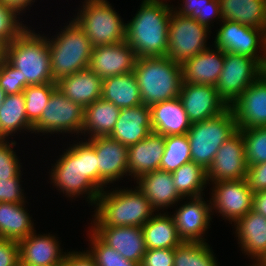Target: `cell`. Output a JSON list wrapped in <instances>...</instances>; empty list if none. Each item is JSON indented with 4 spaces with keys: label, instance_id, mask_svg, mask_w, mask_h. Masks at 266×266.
I'll list each match as a JSON object with an SVG mask.
<instances>
[{
    "label": "cell",
    "instance_id": "f907efd6",
    "mask_svg": "<svg viewBox=\"0 0 266 266\" xmlns=\"http://www.w3.org/2000/svg\"><path fill=\"white\" fill-rule=\"evenodd\" d=\"M0 1L8 8L16 11L21 16L24 13H26L25 9L28 10L29 6L32 7V4L35 3V0H0Z\"/></svg>",
    "mask_w": 266,
    "mask_h": 266
},
{
    "label": "cell",
    "instance_id": "816d5d0a",
    "mask_svg": "<svg viewBox=\"0 0 266 266\" xmlns=\"http://www.w3.org/2000/svg\"><path fill=\"white\" fill-rule=\"evenodd\" d=\"M252 210L266 218V190L253 193Z\"/></svg>",
    "mask_w": 266,
    "mask_h": 266
},
{
    "label": "cell",
    "instance_id": "ffe728a7",
    "mask_svg": "<svg viewBox=\"0 0 266 266\" xmlns=\"http://www.w3.org/2000/svg\"><path fill=\"white\" fill-rule=\"evenodd\" d=\"M230 108L238 129L266 126V81L260 76Z\"/></svg>",
    "mask_w": 266,
    "mask_h": 266
},
{
    "label": "cell",
    "instance_id": "cb8c5ba5",
    "mask_svg": "<svg viewBox=\"0 0 266 266\" xmlns=\"http://www.w3.org/2000/svg\"><path fill=\"white\" fill-rule=\"evenodd\" d=\"M151 132L150 107L141 104L121 109L117 122L108 137L129 147L145 139Z\"/></svg>",
    "mask_w": 266,
    "mask_h": 266
},
{
    "label": "cell",
    "instance_id": "836d02e7",
    "mask_svg": "<svg viewBox=\"0 0 266 266\" xmlns=\"http://www.w3.org/2000/svg\"><path fill=\"white\" fill-rule=\"evenodd\" d=\"M25 105L23 92L6 95L0 107V139H11L9 136H15V133L21 131L33 133V126L26 116Z\"/></svg>",
    "mask_w": 266,
    "mask_h": 266
},
{
    "label": "cell",
    "instance_id": "2e32d148",
    "mask_svg": "<svg viewBox=\"0 0 266 266\" xmlns=\"http://www.w3.org/2000/svg\"><path fill=\"white\" fill-rule=\"evenodd\" d=\"M203 196L205 195L187 198V201H184L171 215L183 242H206L207 240L204 236L211 225L213 214L210 200L206 199L207 203Z\"/></svg>",
    "mask_w": 266,
    "mask_h": 266
},
{
    "label": "cell",
    "instance_id": "ab89813d",
    "mask_svg": "<svg viewBox=\"0 0 266 266\" xmlns=\"http://www.w3.org/2000/svg\"><path fill=\"white\" fill-rule=\"evenodd\" d=\"M88 232L90 246L87 251L93 257L96 266H139L138 263L125 259L119 252L105 244L90 227Z\"/></svg>",
    "mask_w": 266,
    "mask_h": 266
},
{
    "label": "cell",
    "instance_id": "484cf974",
    "mask_svg": "<svg viewBox=\"0 0 266 266\" xmlns=\"http://www.w3.org/2000/svg\"><path fill=\"white\" fill-rule=\"evenodd\" d=\"M136 183V187L158 212L169 207L173 208L175 204L177 206L178 202L186 199L176 190L171 172L155 170L140 176L136 179Z\"/></svg>",
    "mask_w": 266,
    "mask_h": 266
},
{
    "label": "cell",
    "instance_id": "ee69618b",
    "mask_svg": "<svg viewBox=\"0 0 266 266\" xmlns=\"http://www.w3.org/2000/svg\"><path fill=\"white\" fill-rule=\"evenodd\" d=\"M0 87L6 95L21 93L26 88L22 84L19 70L13 67L5 58L0 65Z\"/></svg>",
    "mask_w": 266,
    "mask_h": 266
},
{
    "label": "cell",
    "instance_id": "8fae6325",
    "mask_svg": "<svg viewBox=\"0 0 266 266\" xmlns=\"http://www.w3.org/2000/svg\"><path fill=\"white\" fill-rule=\"evenodd\" d=\"M261 76V65L249 56L225 52L220 77L215 85L218 96L230 107Z\"/></svg>",
    "mask_w": 266,
    "mask_h": 266
},
{
    "label": "cell",
    "instance_id": "e0dca14e",
    "mask_svg": "<svg viewBox=\"0 0 266 266\" xmlns=\"http://www.w3.org/2000/svg\"><path fill=\"white\" fill-rule=\"evenodd\" d=\"M179 99L191 123L214 118L229 108L214 85L182 82Z\"/></svg>",
    "mask_w": 266,
    "mask_h": 266
},
{
    "label": "cell",
    "instance_id": "681fc988",
    "mask_svg": "<svg viewBox=\"0 0 266 266\" xmlns=\"http://www.w3.org/2000/svg\"><path fill=\"white\" fill-rule=\"evenodd\" d=\"M64 266H96L93 257L87 250L85 251H69L63 262Z\"/></svg>",
    "mask_w": 266,
    "mask_h": 266
},
{
    "label": "cell",
    "instance_id": "d590c367",
    "mask_svg": "<svg viewBox=\"0 0 266 266\" xmlns=\"http://www.w3.org/2000/svg\"><path fill=\"white\" fill-rule=\"evenodd\" d=\"M207 242H183L174 248L173 266H219Z\"/></svg>",
    "mask_w": 266,
    "mask_h": 266
},
{
    "label": "cell",
    "instance_id": "7bdbcfd3",
    "mask_svg": "<svg viewBox=\"0 0 266 266\" xmlns=\"http://www.w3.org/2000/svg\"><path fill=\"white\" fill-rule=\"evenodd\" d=\"M16 143L14 140L0 139V178H14L23 169L16 150L13 149Z\"/></svg>",
    "mask_w": 266,
    "mask_h": 266
},
{
    "label": "cell",
    "instance_id": "8992f818",
    "mask_svg": "<svg viewBox=\"0 0 266 266\" xmlns=\"http://www.w3.org/2000/svg\"><path fill=\"white\" fill-rule=\"evenodd\" d=\"M69 22V24H68ZM56 35L47 37L51 73L60 78L89 68L93 46L84 30L72 19Z\"/></svg>",
    "mask_w": 266,
    "mask_h": 266
},
{
    "label": "cell",
    "instance_id": "f6af8a7d",
    "mask_svg": "<svg viewBox=\"0 0 266 266\" xmlns=\"http://www.w3.org/2000/svg\"><path fill=\"white\" fill-rule=\"evenodd\" d=\"M22 171L14 178H0V202L3 203H24L26 196L21 187Z\"/></svg>",
    "mask_w": 266,
    "mask_h": 266
},
{
    "label": "cell",
    "instance_id": "c3c4849f",
    "mask_svg": "<svg viewBox=\"0 0 266 266\" xmlns=\"http://www.w3.org/2000/svg\"><path fill=\"white\" fill-rule=\"evenodd\" d=\"M19 244L13 240L0 238V266H19Z\"/></svg>",
    "mask_w": 266,
    "mask_h": 266
},
{
    "label": "cell",
    "instance_id": "f1b7e54d",
    "mask_svg": "<svg viewBox=\"0 0 266 266\" xmlns=\"http://www.w3.org/2000/svg\"><path fill=\"white\" fill-rule=\"evenodd\" d=\"M223 21L266 30V0H219Z\"/></svg>",
    "mask_w": 266,
    "mask_h": 266
},
{
    "label": "cell",
    "instance_id": "ba28073f",
    "mask_svg": "<svg viewBox=\"0 0 266 266\" xmlns=\"http://www.w3.org/2000/svg\"><path fill=\"white\" fill-rule=\"evenodd\" d=\"M73 19L93 47L125 40L126 23L107 0H84ZM77 15V16H76Z\"/></svg>",
    "mask_w": 266,
    "mask_h": 266
},
{
    "label": "cell",
    "instance_id": "60d3db41",
    "mask_svg": "<svg viewBox=\"0 0 266 266\" xmlns=\"http://www.w3.org/2000/svg\"><path fill=\"white\" fill-rule=\"evenodd\" d=\"M239 130L244 141L247 165L266 162V126L239 128Z\"/></svg>",
    "mask_w": 266,
    "mask_h": 266
},
{
    "label": "cell",
    "instance_id": "5bb4252c",
    "mask_svg": "<svg viewBox=\"0 0 266 266\" xmlns=\"http://www.w3.org/2000/svg\"><path fill=\"white\" fill-rule=\"evenodd\" d=\"M86 139L97 156V188L100 191L110 188V184L123 180L128 174V147L110 137ZM120 179V180H119Z\"/></svg>",
    "mask_w": 266,
    "mask_h": 266
},
{
    "label": "cell",
    "instance_id": "e575fe53",
    "mask_svg": "<svg viewBox=\"0 0 266 266\" xmlns=\"http://www.w3.org/2000/svg\"><path fill=\"white\" fill-rule=\"evenodd\" d=\"M172 177L176 190L183 198L205 195L203 191L208 184L206 170L197 163L183 164L172 172Z\"/></svg>",
    "mask_w": 266,
    "mask_h": 266
},
{
    "label": "cell",
    "instance_id": "74e56055",
    "mask_svg": "<svg viewBox=\"0 0 266 266\" xmlns=\"http://www.w3.org/2000/svg\"><path fill=\"white\" fill-rule=\"evenodd\" d=\"M191 161V148L186 134L165 136V149L160 162V170L172 173Z\"/></svg>",
    "mask_w": 266,
    "mask_h": 266
},
{
    "label": "cell",
    "instance_id": "1f68e13d",
    "mask_svg": "<svg viewBox=\"0 0 266 266\" xmlns=\"http://www.w3.org/2000/svg\"><path fill=\"white\" fill-rule=\"evenodd\" d=\"M24 203L0 202V238L21 241L34 230V221Z\"/></svg>",
    "mask_w": 266,
    "mask_h": 266
},
{
    "label": "cell",
    "instance_id": "44dd1931",
    "mask_svg": "<svg viewBox=\"0 0 266 266\" xmlns=\"http://www.w3.org/2000/svg\"><path fill=\"white\" fill-rule=\"evenodd\" d=\"M90 229L125 259L141 264L143 255L147 250L142 227H91Z\"/></svg>",
    "mask_w": 266,
    "mask_h": 266
},
{
    "label": "cell",
    "instance_id": "b9f144b4",
    "mask_svg": "<svg viewBox=\"0 0 266 266\" xmlns=\"http://www.w3.org/2000/svg\"><path fill=\"white\" fill-rule=\"evenodd\" d=\"M20 18L16 11L0 1V43L4 46L9 45L28 28Z\"/></svg>",
    "mask_w": 266,
    "mask_h": 266
},
{
    "label": "cell",
    "instance_id": "277c9868",
    "mask_svg": "<svg viewBox=\"0 0 266 266\" xmlns=\"http://www.w3.org/2000/svg\"><path fill=\"white\" fill-rule=\"evenodd\" d=\"M27 28L5 46V59L19 70L24 86L55 82L51 73L47 36Z\"/></svg>",
    "mask_w": 266,
    "mask_h": 266
},
{
    "label": "cell",
    "instance_id": "f35d334b",
    "mask_svg": "<svg viewBox=\"0 0 266 266\" xmlns=\"http://www.w3.org/2000/svg\"><path fill=\"white\" fill-rule=\"evenodd\" d=\"M56 87V82H51L41 85H29L23 90L26 104V116L32 126L39 121L41 114Z\"/></svg>",
    "mask_w": 266,
    "mask_h": 266
},
{
    "label": "cell",
    "instance_id": "7a4b0ae2",
    "mask_svg": "<svg viewBox=\"0 0 266 266\" xmlns=\"http://www.w3.org/2000/svg\"><path fill=\"white\" fill-rule=\"evenodd\" d=\"M168 0H142L140 9L127 21L125 41L140 58L167 56L169 23L173 5Z\"/></svg>",
    "mask_w": 266,
    "mask_h": 266
},
{
    "label": "cell",
    "instance_id": "8d00e7d4",
    "mask_svg": "<svg viewBox=\"0 0 266 266\" xmlns=\"http://www.w3.org/2000/svg\"><path fill=\"white\" fill-rule=\"evenodd\" d=\"M177 8L173 11L181 16H188L196 19L201 25L206 26L211 30L212 23L215 21H222V14L219 5V0H182ZM181 6V7H180ZM178 9V10H177ZM221 21H220V20ZM215 20V21H214ZM212 24V25H211Z\"/></svg>",
    "mask_w": 266,
    "mask_h": 266
},
{
    "label": "cell",
    "instance_id": "d4e9b609",
    "mask_svg": "<svg viewBox=\"0 0 266 266\" xmlns=\"http://www.w3.org/2000/svg\"><path fill=\"white\" fill-rule=\"evenodd\" d=\"M165 136L151 132L145 139L128 147V174L135 180L160 169Z\"/></svg>",
    "mask_w": 266,
    "mask_h": 266
},
{
    "label": "cell",
    "instance_id": "f546056e",
    "mask_svg": "<svg viewBox=\"0 0 266 266\" xmlns=\"http://www.w3.org/2000/svg\"><path fill=\"white\" fill-rule=\"evenodd\" d=\"M120 110L112 102L102 98L86 106L82 135L88 139L109 136L117 122Z\"/></svg>",
    "mask_w": 266,
    "mask_h": 266
},
{
    "label": "cell",
    "instance_id": "4316f807",
    "mask_svg": "<svg viewBox=\"0 0 266 266\" xmlns=\"http://www.w3.org/2000/svg\"><path fill=\"white\" fill-rule=\"evenodd\" d=\"M151 110L152 132L163 136L187 134L191 122L179 97L154 104Z\"/></svg>",
    "mask_w": 266,
    "mask_h": 266
},
{
    "label": "cell",
    "instance_id": "7dc6e473",
    "mask_svg": "<svg viewBox=\"0 0 266 266\" xmlns=\"http://www.w3.org/2000/svg\"><path fill=\"white\" fill-rule=\"evenodd\" d=\"M245 179L253 193L266 190V162L248 165Z\"/></svg>",
    "mask_w": 266,
    "mask_h": 266
},
{
    "label": "cell",
    "instance_id": "52a82bcc",
    "mask_svg": "<svg viewBox=\"0 0 266 266\" xmlns=\"http://www.w3.org/2000/svg\"><path fill=\"white\" fill-rule=\"evenodd\" d=\"M237 131L235 116L230 107L214 118L192 123L186 134L192 161L207 171L218 149Z\"/></svg>",
    "mask_w": 266,
    "mask_h": 266
},
{
    "label": "cell",
    "instance_id": "4fadbf2b",
    "mask_svg": "<svg viewBox=\"0 0 266 266\" xmlns=\"http://www.w3.org/2000/svg\"><path fill=\"white\" fill-rule=\"evenodd\" d=\"M212 214L219 213L223 220L233 224L252 210L253 192L246 179L211 183ZM215 210V211H214Z\"/></svg>",
    "mask_w": 266,
    "mask_h": 266
},
{
    "label": "cell",
    "instance_id": "30bf717a",
    "mask_svg": "<svg viewBox=\"0 0 266 266\" xmlns=\"http://www.w3.org/2000/svg\"><path fill=\"white\" fill-rule=\"evenodd\" d=\"M211 30L196 19L181 16L172 10L169 23L167 56L178 64L191 59L207 48ZM208 37V38H207Z\"/></svg>",
    "mask_w": 266,
    "mask_h": 266
},
{
    "label": "cell",
    "instance_id": "db71d44e",
    "mask_svg": "<svg viewBox=\"0 0 266 266\" xmlns=\"http://www.w3.org/2000/svg\"><path fill=\"white\" fill-rule=\"evenodd\" d=\"M5 58V46L0 43V65Z\"/></svg>",
    "mask_w": 266,
    "mask_h": 266
},
{
    "label": "cell",
    "instance_id": "7c38bea8",
    "mask_svg": "<svg viewBox=\"0 0 266 266\" xmlns=\"http://www.w3.org/2000/svg\"><path fill=\"white\" fill-rule=\"evenodd\" d=\"M220 23L212 46L227 53L249 56L261 65L266 55V30L247 27L236 21L222 20Z\"/></svg>",
    "mask_w": 266,
    "mask_h": 266
},
{
    "label": "cell",
    "instance_id": "6da1fadb",
    "mask_svg": "<svg viewBox=\"0 0 266 266\" xmlns=\"http://www.w3.org/2000/svg\"><path fill=\"white\" fill-rule=\"evenodd\" d=\"M84 140L69 144L48 173L51 184L67 198L75 200L85 194L83 197L87 196L86 201L93 206L101 192L97 188V156L94 147Z\"/></svg>",
    "mask_w": 266,
    "mask_h": 266
},
{
    "label": "cell",
    "instance_id": "9f6ffc18",
    "mask_svg": "<svg viewBox=\"0 0 266 266\" xmlns=\"http://www.w3.org/2000/svg\"><path fill=\"white\" fill-rule=\"evenodd\" d=\"M260 266H266V256L265 258L259 263Z\"/></svg>",
    "mask_w": 266,
    "mask_h": 266
},
{
    "label": "cell",
    "instance_id": "3957f363",
    "mask_svg": "<svg viewBox=\"0 0 266 266\" xmlns=\"http://www.w3.org/2000/svg\"><path fill=\"white\" fill-rule=\"evenodd\" d=\"M111 190L100 192L90 227H142L157 212L136 186Z\"/></svg>",
    "mask_w": 266,
    "mask_h": 266
},
{
    "label": "cell",
    "instance_id": "83f0119b",
    "mask_svg": "<svg viewBox=\"0 0 266 266\" xmlns=\"http://www.w3.org/2000/svg\"><path fill=\"white\" fill-rule=\"evenodd\" d=\"M56 84L68 99L84 108L102 97V79L90 68L62 77Z\"/></svg>",
    "mask_w": 266,
    "mask_h": 266
},
{
    "label": "cell",
    "instance_id": "9a60e30c",
    "mask_svg": "<svg viewBox=\"0 0 266 266\" xmlns=\"http://www.w3.org/2000/svg\"><path fill=\"white\" fill-rule=\"evenodd\" d=\"M247 167L244 141L238 129L222 144L214 156L211 166L206 171L208 185L210 182L245 179Z\"/></svg>",
    "mask_w": 266,
    "mask_h": 266
},
{
    "label": "cell",
    "instance_id": "d6a6232c",
    "mask_svg": "<svg viewBox=\"0 0 266 266\" xmlns=\"http://www.w3.org/2000/svg\"><path fill=\"white\" fill-rule=\"evenodd\" d=\"M142 230L146 249L175 248L183 243L175 227L174 219L167 211L155 213L142 226Z\"/></svg>",
    "mask_w": 266,
    "mask_h": 266
},
{
    "label": "cell",
    "instance_id": "11a10c76",
    "mask_svg": "<svg viewBox=\"0 0 266 266\" xmlns=\"http://www.w3.org/2000/svg\"><path fill=\"white\" fill-rule=\"evenodd\" d=\"M6 98V93L5 91L0 87V107L4 102V99Z\"/></svg>",
    "mask_w": 266,
    "mask_h": 266
},
{
    "label": "cell",
    "instance_id": "f5cc1de1",
    "mask_svg": "<svg viewBox=\"0 0 266 266\" xmlns=\"http://www.w3.org/2000/svg\"><path fill=\"white\" fill-rule=\"evenodd\" d=\"M261 77L266 81V55L261 63Z\"/></svg>",
    "mask_w": 266,
    "mask_h": 266
},
{
    "label": "cell",
    "instance_id": "603a6c76",
    "mask_svg": "<svg viewBox=\"0 0 266 266\" xmlns=\"http://www.w3.org/2000/svg\"><path fill=\"white\" fill-rule=\"evenodd\" d=\"M209 48L181 64L182 81L190 84L216 85L223 69L225 52Z\"/></svg>",
    "mask_w": 266,
    "mask_h": 266
},
{
    "label": "cell",
    "instance_id": "d6986e66",
    "mask_svg": "<svg viewBox=\"0 0 266 266\" xmlns=\"http://www.w3.org/2000/svg\"><path fill=\"white\" fill-rule=\"evenodd\" d=\"M52 234H37L34 230L18 242L21 266H59L67 252L61 249L60 241Z\"/></svg>",
    "mask_w": 266,
    "mask_h": 266
},
{
    "label": "cell",
    "instance_id": "bcb514c9",
    "mask_svg": "<svg viewBox=\"0 0 266 266\" xmlns=\"http://www.w3.org/2000/svg\"><path fill=\"white\" fill-rule=\"evenodd\" d=\"M174 248L147 249L139 266H173Z\"/></svg>",
    "mask_w": 266,
    "mask_h": 266
},
{
    "label": "cell",
    "instance_id": "5b68a950",
    "mask_svg": "<svg viewBox=\"0 0 266 266\" xmlns=\"http://www.w3.org/2000/svg\"><path fill=\"white\" fill-rule=\"evenodd\" d=\"M133 72L140 89L142 104H154L179 97L182 86L181 64L168 56L140 58Z\"/></svg>",
    "mask_w": 266,
    "mask_h": 266
},
{
    "label": "cell",
    "instance_id": "7402d4cb",
    "mask_svg": "<svg viewBox=\"0 0 266 266\" xmlns=\"http://www.w3.org/2000/svg\"><path fill=\"white\" fill-rule=\"evenodd\" d=\"M235 237L242 253L259 264L266 256V218L250 210L235 223Z\"/></svg>",
    "mask_w": 266,
    "mask_h": 266
},
{
    "label": "cell",
    "instance_id": "4dcf8cb0",
    "mask_svg": "<svg viewBox=\"0 0 266 266\" xmlns=\"http://www.w3.org/2000/svg\"><path fill=\"white\" fill-rule=\"evenodd\" d=\"M101 98L120 109L141 105L140 89L134 72L103 79Z\"/></svg>",
    "mask_w": 266,
    "mask_h": 266
},
{
    "label": "cell",
    "instance_id": "ac0fdd59",
    "mask_svg": "<svg viewBox=\"0 0 266 266\" xmlns=\"http://www.w3.org/2000/svg\"><path fill=\"white\" fill-rule=\"evenodd\" d=\"M137 56L125 40L113 45L93 47L89 68L102 80L133 71Z\"/></svg>",
    "mask_w": 266,
    "mask_h": 266
},
{
    "label": "cell",
    "instance_id": "9c48e42d",
    "mask_svg": "<svg viewBox=\"0 0 266 266\" xmlns=\"http://www.w3.org/2000/svg\"><path fill=\"white\" fill-rule=\"evenodd\" d=\"M85 108L68 99L57 87L43 110L33 133L82 135ZM76 133V134H75ZM80 133V134H79Z\"/></svg>",
    "mask_w": 266,
    "mask_h": 266
}]
</instances>
